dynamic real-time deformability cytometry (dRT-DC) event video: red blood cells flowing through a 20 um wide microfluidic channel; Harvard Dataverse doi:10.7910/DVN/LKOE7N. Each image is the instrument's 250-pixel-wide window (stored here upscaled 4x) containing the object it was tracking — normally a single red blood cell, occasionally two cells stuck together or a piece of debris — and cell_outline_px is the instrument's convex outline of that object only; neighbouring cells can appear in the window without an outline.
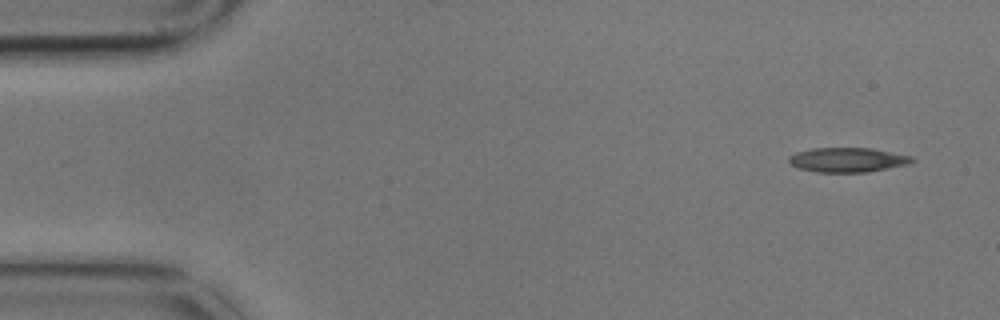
{"species": "common noctule bat (a hibernating species)", "species_latin": "Nyctalus noctula", "temperature_condition": "cold", "stored_images_in_passage": 6, "camera_frame_rate_fps": 3000, "um_per_image_px": 0.085, "animal": {"sex": "male", "body_mass_g": 17.9}, "frame": {"image": 1, "passage_image": 1, "time_ms": 0.0, "image_size_px": [1000, 320], "cell_outline_px": [[916, 160], [908, 164], [888, 168], [864, 172], [816, 172], [796, 168], [788, 160], [788, 156], [796, 152], [812, 148], [872, 148], [912, 156]], "centroid_in_image_um": [72.02, 13.58], "position_along_channel_um": 13.0, "area_um2": 17.63}}
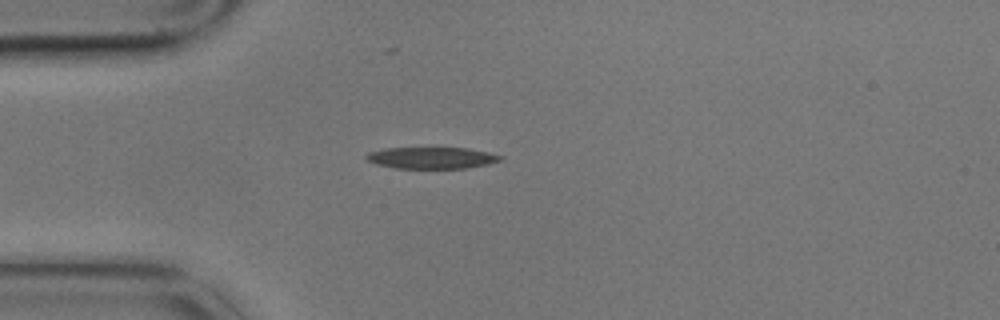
{"frame": {"image": 2, "passage_image": 4, "time_ms": 1.0, "image_size_px": [1000, 320], "cell_outline_px": [[504, 160], [488, 164], [468, 168], [396, 168], [376, 164], [368, 160], [364, 156], [368, 152], [388, 148], [468, 148], [488, 152], [504, 156]], "centroid_in_image_um": [36.74, 13.42], "position_along_channel_um": 48.3, "area_um2": 16.88}}